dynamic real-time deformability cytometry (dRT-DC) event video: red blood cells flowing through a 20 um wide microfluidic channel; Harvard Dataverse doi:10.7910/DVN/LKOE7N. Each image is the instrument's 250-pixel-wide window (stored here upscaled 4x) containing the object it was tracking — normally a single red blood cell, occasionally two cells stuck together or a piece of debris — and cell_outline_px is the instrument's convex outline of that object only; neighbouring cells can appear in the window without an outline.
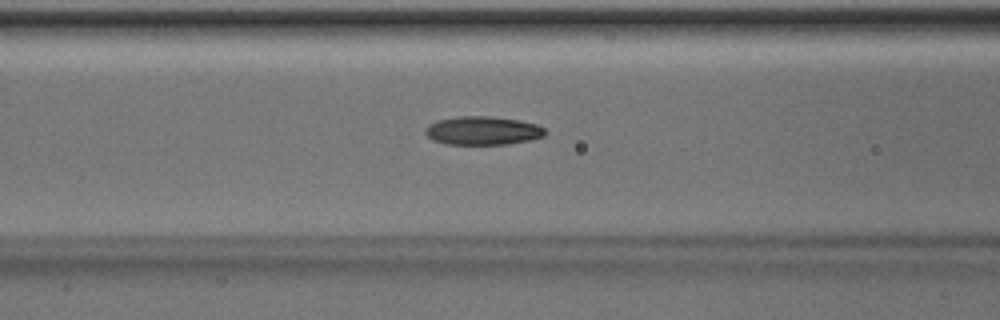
{"species": "Egyptian fruit bat (a non-hibernating species)", "species_latin": "Rousettus aegyptiacus", "temperature_condition": "room temperature", "stored_images_in_passage": 51, "camera_frame_rate_fps": 3000, "um_per_image_px": 0.085, "animal": {"sex": "male"}, "frame": {"image": 1, "passage_image": 21, "time_ms": 6.667, "image_size_px": [1000, 320], "cell_outline_px": [[548, 132], [544, 136], [532, 140], [508, 144], [448, 144], [432, 140], [424, 132], [424, 128], [428, 124], [436, 120], [456, 116], [492, 116], [520, 120], [536, 124], [544, 128]], "centroid_in_image_um": [41.03, 11.09], "position_along_channel_um": 125.6, "area_um2": 20.23}}
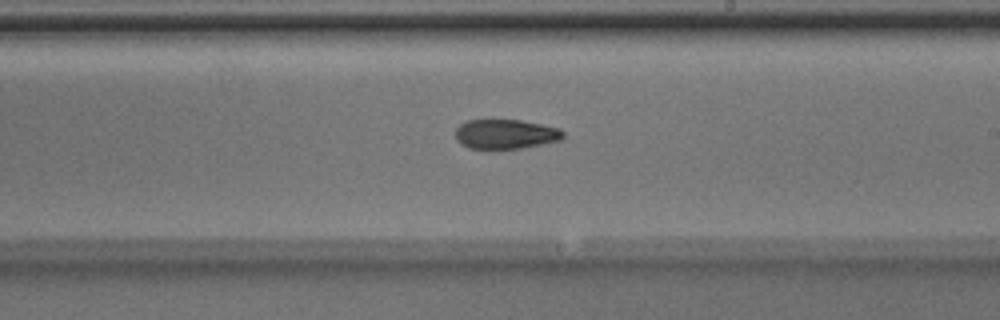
{"frame": {"image": 2, "passage_image": 30, "time_ms": 9.667, "image_size_px": [1000, 320], "cell_outline_px": [[564, 136], [560, 140], [520, 148], [468, 148], [460, 144], [456, 140], [456, 128], [460, 124], [468, 120], [492, 116], [520, 120], [560, 128], [564, 132]], "centroid_in_image_um": [42.91, 11.34], "position_along_channel_um": 246.1, "area_um2": 19.13}}
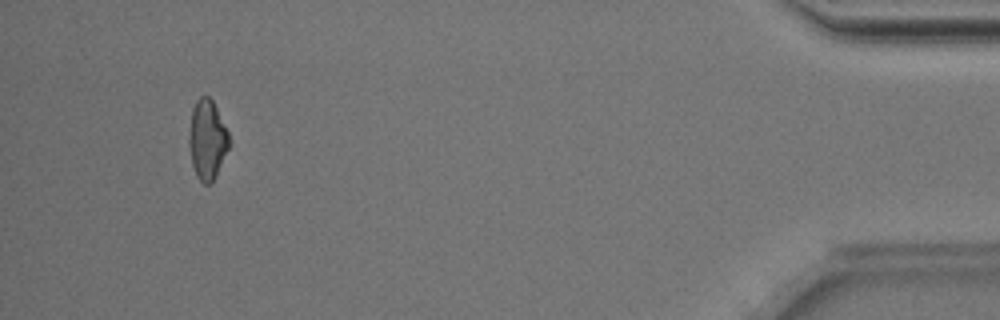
{"frame": {"image": 3, "passage_image": 48, "time_ms": 15.667, "image_size_px": [1000, 320], "cell_outline_px": [[228, 148], [216, 176], [212, 184], [204, 184], [196, 176], [192, 164], [188, 144], [188, 136], [192, 108], [196, 100], [200, 96], [208, 96], [212, 100], [228, 132]], "centroid_in_image_um": [17.58, 11.88], "position_along_channel_um": 417.6, "area_um2": 18.5}, "authors_computed_cell_mechanics": {"area_um2": 18.9584, "velocity_mm_per_s": 4.0241, "shape_relaxation_time_tau1_ms": 4.004, "shape_relaxation_time_tau2_ms": 5.2984, "deformation_change_tau1": 0.124, "deformation_change_tau2": 0.1358}}